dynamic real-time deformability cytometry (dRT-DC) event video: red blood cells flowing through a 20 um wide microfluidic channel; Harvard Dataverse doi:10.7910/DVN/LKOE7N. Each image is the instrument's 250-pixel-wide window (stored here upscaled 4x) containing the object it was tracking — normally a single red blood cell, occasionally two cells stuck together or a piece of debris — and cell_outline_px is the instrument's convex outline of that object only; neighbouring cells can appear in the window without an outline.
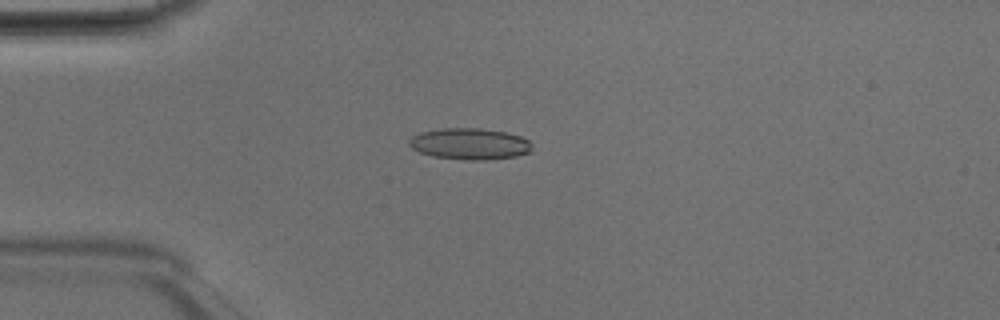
{"species": "Egyptian fruit bat (a non-hibernating species)", "species_latin": "Rousettus aegyptiacus", "temperature_condition": "room temperature", "stored_images_in_passage": 48, "camera_frame_rate_fps": 3000, "um_per_image_px": 0.085, "animal": {"sex": "male"}, "frame": {"image": 1, "passage_image": 12, "time_ms": 3.667, "image_size_px": [1000, 320], "cell_outline_px": [[532, 152], [516, 156], [484, 160], [468, 160], [432, 156], [420, 152], [412, 148], [408, 144], [408, 140], [412, 136], [420, 132], [444, 128], [480, 128], [508, 132], [520, 136], [528, 140], [532, 144]], "centroid_in_image_um": [39.94, 12.22], "position_along_channel_um": 45.1, "area_um2": 22.6}}
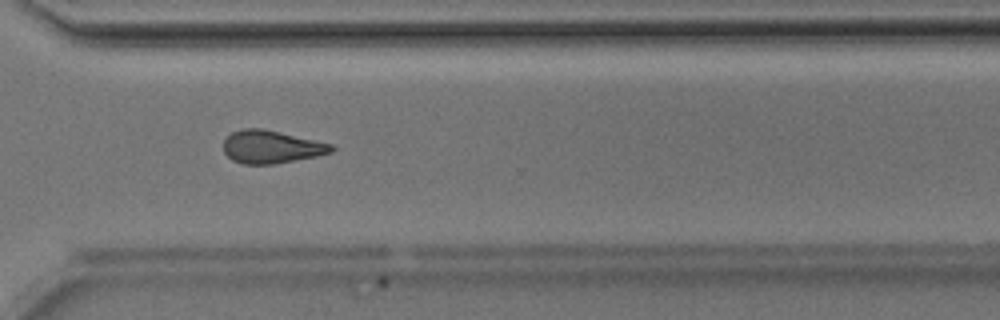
{"frame": {"image": 2, "passage_image": 35, "time_ms": 11.333, "image_size_px": [1000, 320], "cell_outline_px": [[336, 148], [332, 152], [316, 156], [272, 164], [244, 164], [232, 160], [224, 152], [224, 140], [232, 132], [244, 128], [260, 128], [332, 144]], "centroid_in_image_um": [23.04, 12.49], "position_along_channel_um": 347.6, "area_um2": 20.35}}
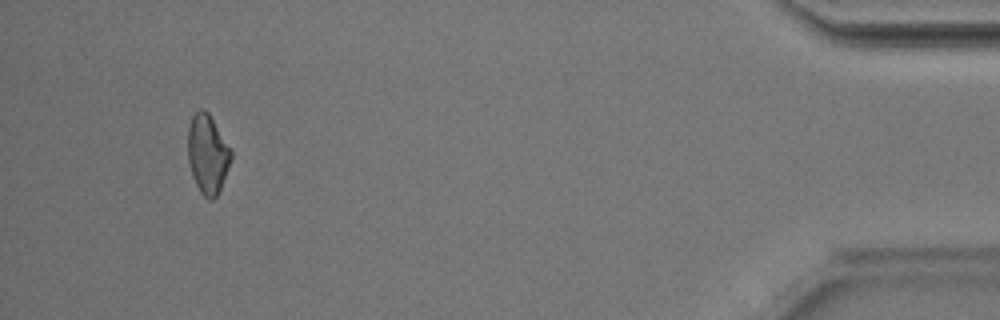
{"frame": {"image": 3, "passage_image": 45, "time_ms": 14.667, "image_size_px": [1000, 320], "cell_outline_px": [[232, 156], [220, 188], [216, 196], [212, 200], [208, 200], [200, 192], [192, 176], [188, 160], [188, 128], [192, 116], [200, 108], [204, 108], [208, 112], [232, 152]], "centroid_in_image_um": [17.62, 13.09], "position_along_channel_um": 417.6, "area_um2": 19.59}, "authors_computed_cell_mechanics": {"area_um2": 21.097, "velocity_mm_per_s": 4.1993, "shape_relaxation_time_tau1_ms": 5.071, "shape_relaxation_time_tau2_ms": 7.8062, "deformation_change_tau1": 0.128, "deformation_change_tau2": 0.184}}